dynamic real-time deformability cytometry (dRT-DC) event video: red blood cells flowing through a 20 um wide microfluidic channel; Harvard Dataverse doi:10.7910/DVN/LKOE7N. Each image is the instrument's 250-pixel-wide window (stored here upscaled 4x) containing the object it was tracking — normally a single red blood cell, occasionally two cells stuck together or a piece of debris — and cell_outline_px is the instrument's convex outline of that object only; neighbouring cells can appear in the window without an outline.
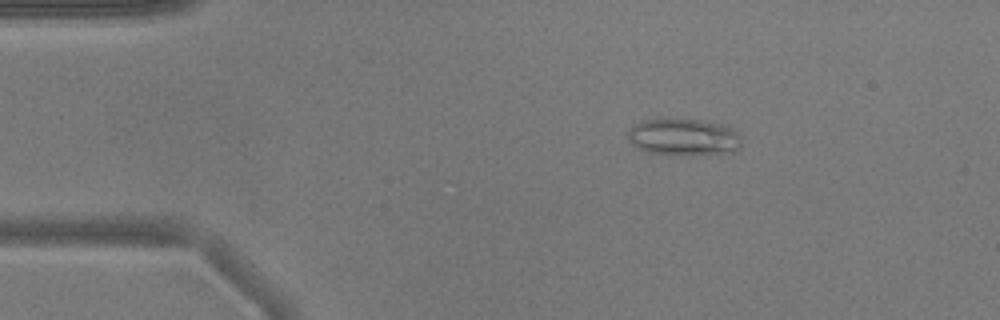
{"species": "common noctule bat (a hibernating species)", "species_latin": "Nyctalus noctula", "temperature_condition": "warm", "stored_images_in_passage": 45, "camera_frame_rate_fps": 3000, "um_per_image_px": 0.085, "animal": {"sex": "male", "body_mass_g": 17.9}, "frame": {"image": 1, "passage_image": 9, "time_ms": 2.667, "image_size_px": [1000, 320], "cell_outline_px": [[740, 148], [736, 152], [680, 156], [648, 152], [632, 144], [628, 140], [628, 128], [644, 120], [668, 116], [704, 120], [720, 124], [732, 128], [740, 136]], "centroid_in_image_um": [58.09, 11.63], "position_along_channel_um": 26.9, "area_um2": 25.32}}
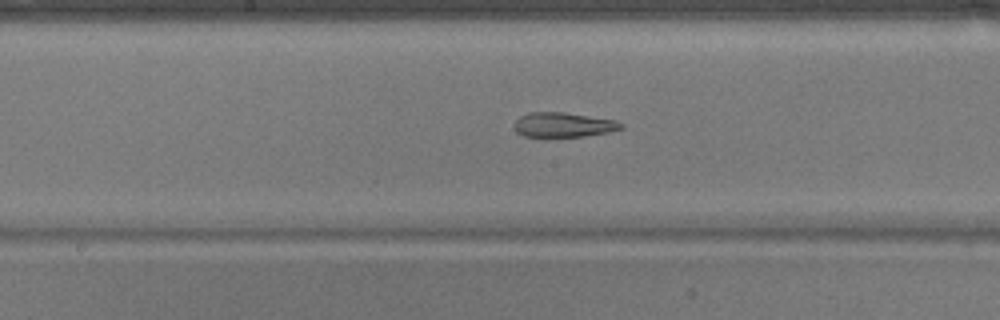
{"frame": {"image": 2, "passage_image": 27, "time_ms": 8.667, "image_size_px": [1000, 320], "cell_outline_px": [[624, 128], [608, 132], [584, 136], [524, 136], [516, 132], [516, 120], [520, 116], [528, 112], [564, 112], [616, 120], [624, 124]], "centroid_in_image_um": [47.92, 10.59], "position_along_channel_um": 200.3, "area_um2": 15.2}}
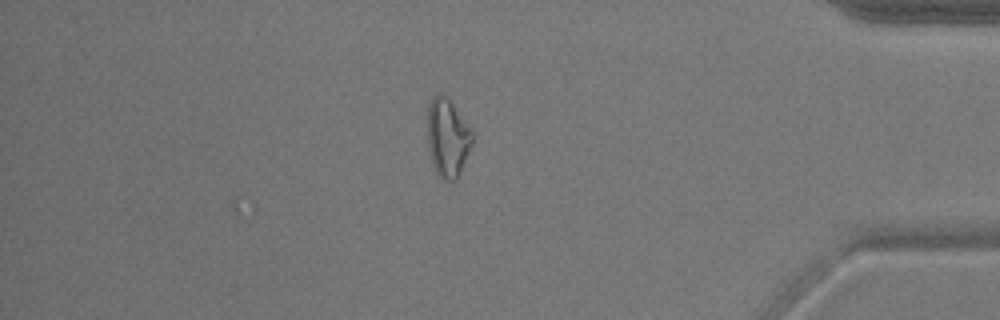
{"frame": {"image": 3, "passage_image": 45, "time_ms": 14.667, "image_size_px": [1000, 320], "cell_outline_px": [[472, 144], [460, 176], [456, 180], [444, 180], [436, 172], [428, 148], [428, 104], [432, 96], [436, 92], [440, 92], [452, 104], [472, 128]], "centroid_in_image_um": [38.05, 11.7], "position_along_channel_um": 397.1, "area_um2": 20.52}, "authors_computed_cell_mechanics": {"area_um2": 18.3804, "velocity_mm_per_s": 3.8606, "shape_relaxation_time_tau1_ms": null, "shape_relaxation_time_tau2_ms": 7.4238, "deformation_change_tau1": null, "deformation_change_tau2": 0.1537}}